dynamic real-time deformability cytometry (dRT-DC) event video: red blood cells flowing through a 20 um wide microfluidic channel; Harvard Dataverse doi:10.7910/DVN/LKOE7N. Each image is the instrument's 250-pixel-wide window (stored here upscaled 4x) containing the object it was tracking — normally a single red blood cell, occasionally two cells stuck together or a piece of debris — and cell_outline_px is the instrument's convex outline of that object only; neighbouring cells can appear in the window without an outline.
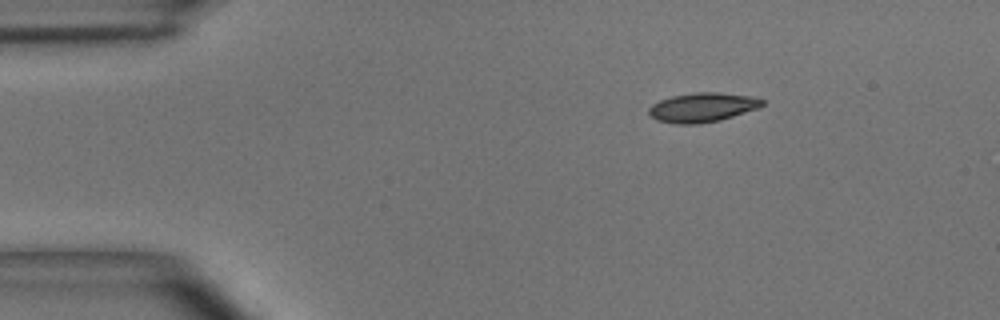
{"species": "common noctule bat (a hibernating species)", "species_latin": "Nyctalus noctula", "temperature_condition": "room temperature", "stored_images_in_passage": 42, "camera_frame_rate_fps": 3000, "um_per_image_px": 0.085, "animal": {"sex": "male", "body_mass_g": 15.6}, "frame": {"image": 1, "passage_image": 1, "time_ms": 0.0, "image_size_px": [1000, 320], "cell_outline_px": [[764, 104], [760, 108], [720, 120], [696, 124], [676, 124], [656, 120], [648, 116], [648, 108], [652, 104], [660, 100], [672, 96], [696, 92], [716, 92], [752, 96], [764, 100]], "centroid_in_image_um": [59.69, 9.13], "position_along_channel_um": 25.3, "area_um2": 19.54}}
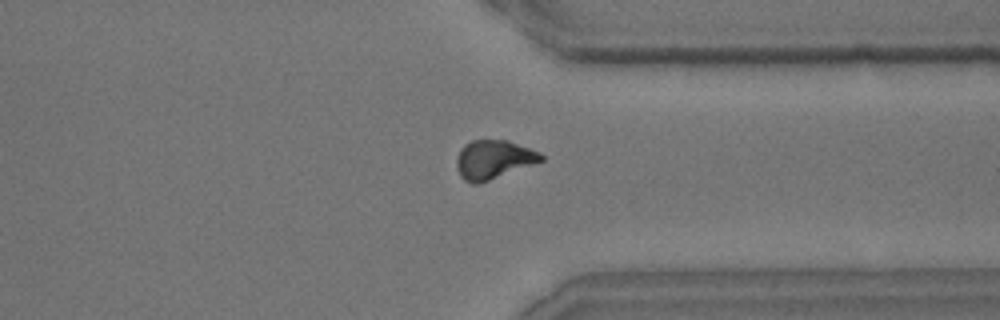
{"frame": {"image": 2, "passage_image": 31, "time_ms": 10.0, "image_size_px": [1000, 320], "cell_outline_px": [[544, 160], [488, 180], [476, 184], [472, 184], [464, 180], [460, 176], [456, 168], [456, 160], [464, 144], [472, 140], [508, 140], [540, 152], [544, 156]], "centroid_in_image_um": [41.93, 13.55], "position_along_channel_um": 369.5, "area_um2": 18.9}}
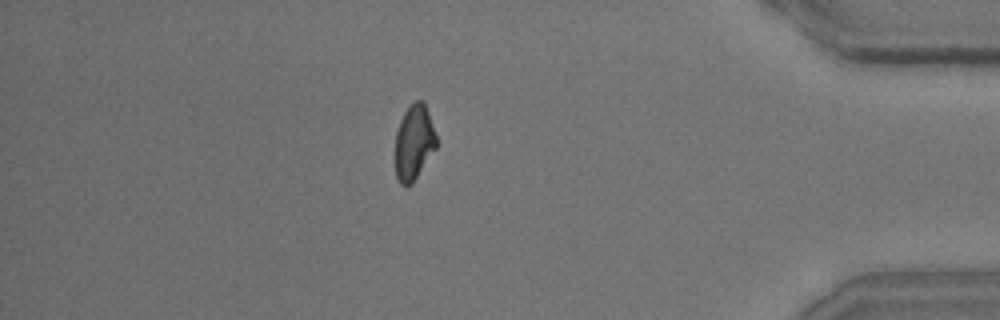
{"frame": {"image": 3, "passage_image": 36, "time_ms": 11.667, "image_size_px": [1000, 320], "cell_outline_px": [[436, 148], [412, 184], [400, 184], [396, 176], [396, 132], [400, 120], [404, 112], [416, 100], [424, 100], [436, 136]], "centroid_in_image_um": [35.19, 12.1], "position_along_channel_um": 400.0, "area_um2": 17.74}, "authors_computed_cell_mechanics": {"area_um2": 18.8717, "velocity_mm_per_s": 4.0673, "shape_relaxation_time_tau1_ms": 4.5184, "shape_relaxation_time_tau2_ms": 3.9058, "deformation_change_tau1": 0.1472, "deformation_change_tau2": 0.0963}}